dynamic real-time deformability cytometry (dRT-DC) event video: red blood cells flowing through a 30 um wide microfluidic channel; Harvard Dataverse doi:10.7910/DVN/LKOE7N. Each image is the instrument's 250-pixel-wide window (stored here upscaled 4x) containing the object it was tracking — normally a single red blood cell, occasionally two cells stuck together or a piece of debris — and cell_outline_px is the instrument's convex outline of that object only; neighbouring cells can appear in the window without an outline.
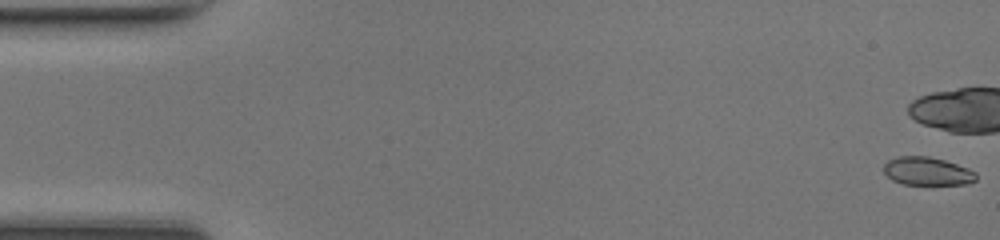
{"species": "common noctule bat (a hibernating species)", "species_latin": "Nyctalus noctula", "temperature_condition": "room temperature", "stored_images_in_passage": 10, "camera_frame_rate_fps": 3000, "um_per_image_px": 0.085, "animal": {"sex": "female", "body_mass_g": 17.0, "forearm_length_mm": 48.0}, "frame": {"image": 1, "passage_image": 1, "time_ms": 0.0, "image_size_px": [1000, 240], "cell_outline_px": [[976, 180], [968, 184], [904, 184], [892, 180], [884, 172], [884, 164], [888, 160], [896, 156], [928, 156], [944, 160], [968, 168], [976, 172]], "centroid_in_image_um": [78.81, 14.55], "position_along_channel_um": 6.2, "area_um2": 15.14}}